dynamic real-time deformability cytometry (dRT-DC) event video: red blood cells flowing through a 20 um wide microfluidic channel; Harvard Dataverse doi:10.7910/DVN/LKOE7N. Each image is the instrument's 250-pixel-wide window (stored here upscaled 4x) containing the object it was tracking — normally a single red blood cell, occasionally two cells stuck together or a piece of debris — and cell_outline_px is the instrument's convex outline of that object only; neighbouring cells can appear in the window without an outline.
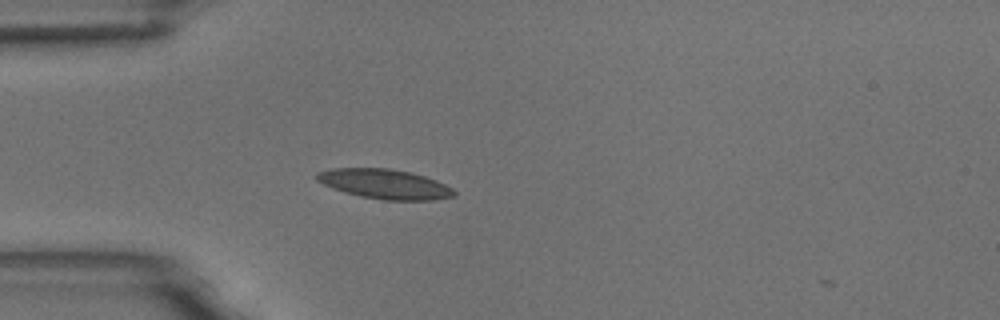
{"species": "common noctule bat (a hibernating species)", "species_latin": "Nyctalus noctula", "temperature_condition": "room temperature", "stored_images_in_passage": 1, "camera_frame_rate_fps": 3000, "um_per_image_px": 0.085, "animal": {"sex": "male", "body_mass_g": 18.8}, "frame": {"image": 1, "passage_image": 1, "time_ms": 0.0, "image_size_px": [1000, 320], "cell_outline_px": [[456, 196], [432, 200], [384, 200], [360, 196], [344, 192], [332, 188], [316, 180], [312, 176], [316, 172], [332, 168], [388, 168], [412, 172], [436, 180], [452, 188], [456, 192]], "centroid_in_image_um": [32.67, 15.63], "position_along_channel_um": 52.3, "area_um2": 23.93}}